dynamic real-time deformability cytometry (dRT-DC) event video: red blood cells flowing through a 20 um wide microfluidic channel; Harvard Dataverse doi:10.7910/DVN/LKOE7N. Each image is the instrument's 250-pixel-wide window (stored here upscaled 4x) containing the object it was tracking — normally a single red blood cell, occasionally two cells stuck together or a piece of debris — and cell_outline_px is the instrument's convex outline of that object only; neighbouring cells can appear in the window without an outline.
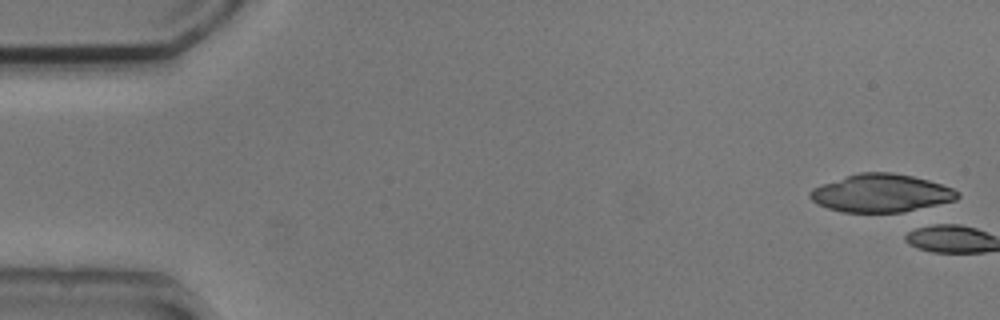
{"species": "common noctule bat (a hibernating species)", "species_latin": "Nyctalus noctula", "temperature_condition": "cold", "stored_images_in_passage": 4, "camera_frame_rate_fps": 3000, "um_per_image_px": 0.085, "animal": {"sex": "male", "body_mass_g": 20.5, "forearm_length_mm": 52.5}, "frame": {"image": 1, "passage_image": 2, "time_ms": 0.333, "image_size_px": [1000, 320], "cell_outline_px": [[960, 196], [956, 200], [904, 212], [840, 212], [816, 204], [808, 196], [808, 192], [812, 188], [820, 184], [860, 172], [892, 172], [912, 176], [928, 180], [952, 188], [960, 192]], "centroid_in_image_um": [74.86, 16.42], "position_along_channel_um": 10.1, "area_um2": 32.71}}